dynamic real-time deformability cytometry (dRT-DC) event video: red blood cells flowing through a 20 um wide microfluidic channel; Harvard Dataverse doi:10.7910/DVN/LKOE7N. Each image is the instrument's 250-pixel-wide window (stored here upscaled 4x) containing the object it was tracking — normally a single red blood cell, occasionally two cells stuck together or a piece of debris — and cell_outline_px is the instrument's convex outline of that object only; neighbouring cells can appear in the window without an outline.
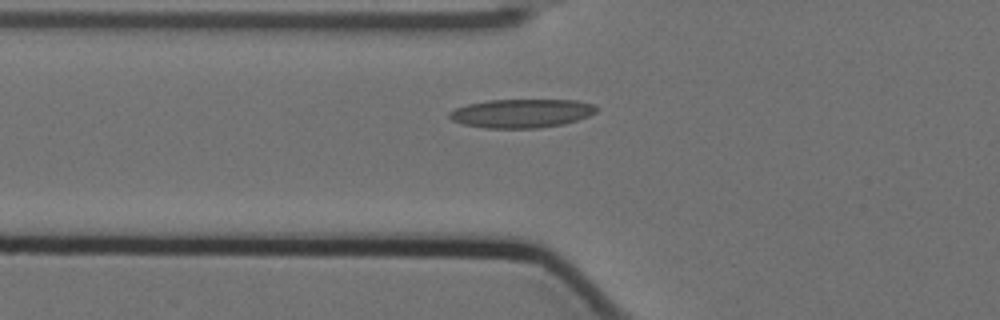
{"species": "Egyptian fruit bat (a non-hibernating species)", "species_latin": "Rousettus aegyptiacus", "temperature_condition": "cold", "stored_images_in_passage": 2, "camera_frame_rate_fps": 3000, "um_per_image_px": 0.085, "animal": {"sex": "female"}, "frame": {"image": 1, "passage_image": 2, "time_ms": 0.333, "image_size_px": [1000, 320], "cell_outline_px": [[600, 108], [596, 112], [588, 116], [576, 120], [560, 124], [536, 128], [488, 128], [464, 124], [452, 120], [448, 116], [448, 112], [456, 108], [468, 104], [488, 100], [576, 100], [596, 104]], "centroid_in_image_um": [44.35, 9.62], "position_along_channel_um": 81.4, "area_um2": 24.51}}